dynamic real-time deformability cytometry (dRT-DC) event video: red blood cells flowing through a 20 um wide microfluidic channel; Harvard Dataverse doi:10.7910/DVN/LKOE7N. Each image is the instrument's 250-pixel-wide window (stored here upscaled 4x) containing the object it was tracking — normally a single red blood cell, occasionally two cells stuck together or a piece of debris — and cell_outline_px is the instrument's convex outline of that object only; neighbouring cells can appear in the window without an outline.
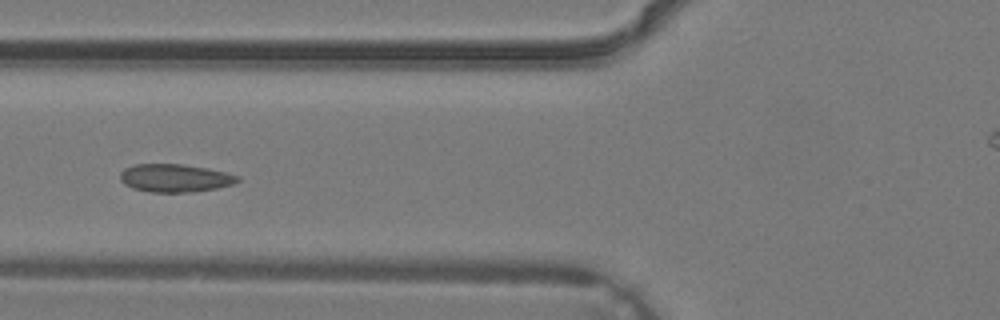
{"species": "common noctule bat (a hibernating species)", "species_latin": "Nyctalus noctula", "temperature_condition": "warm", "stored_images_in_passage": 4, "camera_frame_rate_fps": 3000, "um_per_image_px": 0.085, "animal": {"sex": "male", "body_mass_g": 19.2, "forearm_length_mm": 51.8}, "frame": {"image": 1, "passage_image": 4, "time_ms": 1.0, "image_size_px": [1000, 320], "cell_outline_px": [[240, 180], [232, 184], [216, 188], [192, 192], [152, 192], [132, 188], [124, 184], [120, 180], [120, 172], [124, 168], [136, 164], [184, 164], [208, 168], [240, 176]], "centroid_in_image_um": [14.85, 15.13], "position_along_channel_um": 110.9, "area_um2": 19.19}}